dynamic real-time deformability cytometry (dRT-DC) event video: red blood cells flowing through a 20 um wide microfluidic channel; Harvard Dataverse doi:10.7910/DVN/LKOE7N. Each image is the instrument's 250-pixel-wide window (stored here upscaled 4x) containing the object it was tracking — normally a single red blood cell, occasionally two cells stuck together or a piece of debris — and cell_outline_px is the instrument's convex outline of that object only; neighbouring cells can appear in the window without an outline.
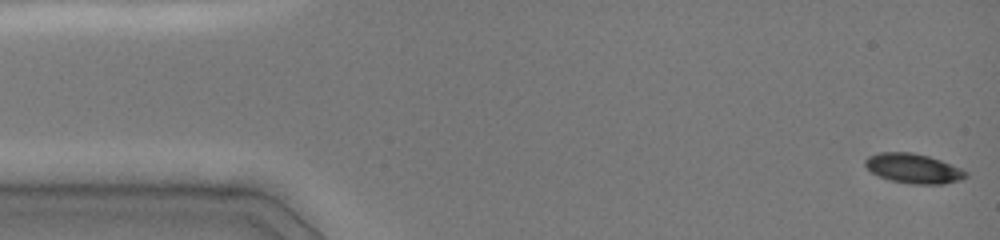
{"species": "common noctule bat (a hibernating species)", "species_latin": "Nyctalus noctula", "temperature_condition": "cold", "stored_images_in_passage": 48, "camera_frame_rate_fps": 3000, "um_per_image_px": 0.085, "animal": {"sex": "female", "body_mass_g": 19.0, "forearm_length_mm": 51.5}, "frame": {"image": 1, "passage_image": 1, "time_ms": 0.0, "image_size_px": [1000, 240], "cell_outline_px": [[968, 176], [960, 180], [944, 184], [912, 184], [892, 180], [880, 176], [872, 172], [864, 164], [864, 160], [868, 156], [880, 152], [912, 152], [928, 156], [940, 160], [960, 168], [968, 172]], "centroid_in_image_um": [77.65, 14.31], "position_along_channel_um": 7.3, "area_um2": 17.28}}
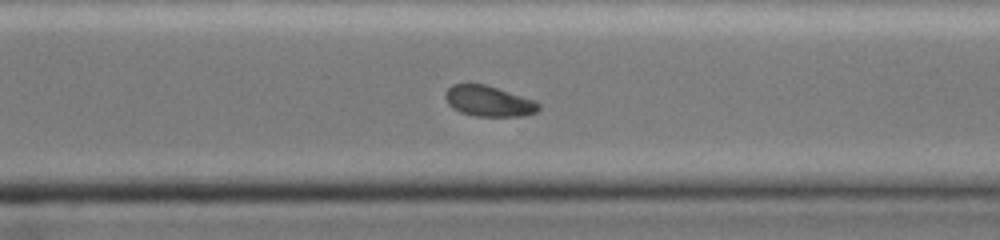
{"frame": {"image": 2, "passage_image": 34, "time_ms": 11.0, "image_size_px": [1000, 240], "cell_outline_px": [[540, 108], [536, 112], [524, 116], [476, 116], [460, 112], [452, 108], [448, 104], [444, 96], [444, 92], [452, 84], [484, 84], [536, 100], [540, 104]], "centroid_in_image_um": [41.53, 8.6], "position_along_channel_um": 329.1, "area_um2": 16.76}}
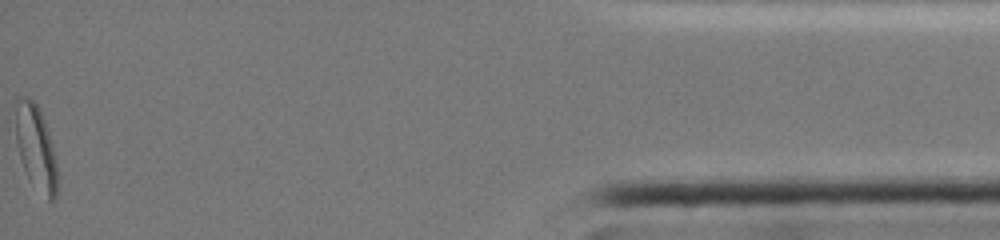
{"frame": {"image": 3, "passage_image": 48, "time_ms": 15.667, "image_size_px": [1000, 240], "cell_outline_px": [[56, 196], [52, 200], [48, 200], [28, 180], [20, 160], [16, 144], [12, 100], [16, 96], [28, 96], [40, 108], [48, 132], [56, 160]], "centroid_in_image_um": [2.95, 12.42], "position_along_channel_um": 432.2, "area_um2": 21.33}, "authors_computed_cell_mechanics": {"area_um2": 18.1781, "velocity_mm_per_s": 4.0095, "shape_relaxation_time_tau1_ms": 3.062, "shape_relaxation_time_tau2_ms": null, "deformation_change_tau1": 0.0953, "deformation_change_tau2": null}}